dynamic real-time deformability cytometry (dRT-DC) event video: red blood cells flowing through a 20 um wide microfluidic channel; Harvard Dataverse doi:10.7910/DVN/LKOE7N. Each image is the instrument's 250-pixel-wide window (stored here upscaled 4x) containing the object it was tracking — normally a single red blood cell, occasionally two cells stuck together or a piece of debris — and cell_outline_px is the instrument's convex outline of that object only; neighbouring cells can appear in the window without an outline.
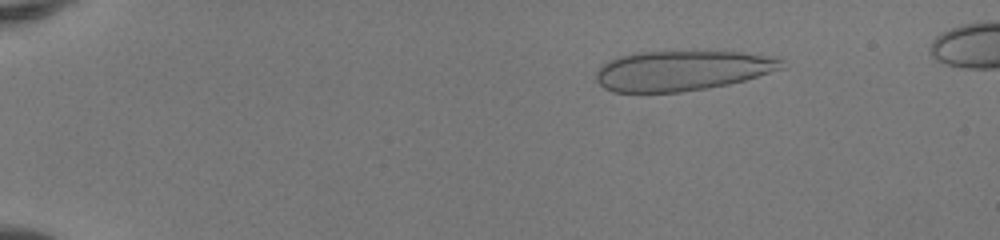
{"species": "human", "species_latin": "Homo sapiens", "temperature_condition": "room temperature", "stored_images_in_passage": 50, "camera_frame_rate_fps": 3000, "um_per_image_px": 0.085, "donor": {"sex": "female"}, "frame": {"image": 1, "passage_image": 8, "time_ms": 2.333, "image_size_px": [1000, 240], "cell_outline_px": [[784, 68], [744, 80], [728, 84], [708, 88], [680, 92], [612, 92], [604, 88], [596, 80], [596, 72], [600, 64], [608, 60], [620, 56], [636, 52], [740, 52], [780, 56]], "centroid_in_image_um": [57.96, 6.0], "position_along_channel_um": 27.0, "area_um2": 43.47}}
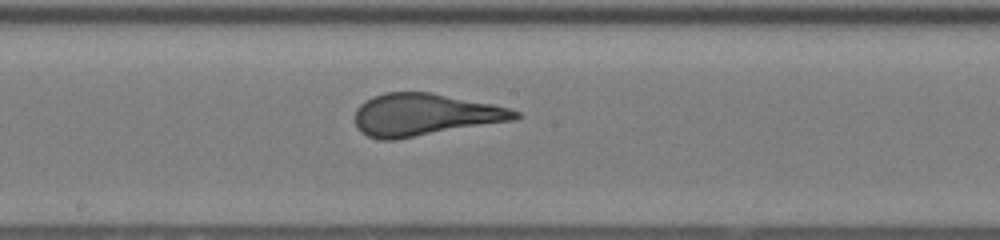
{"frame": {"image": 2, "passage_image": 29, "time_ms": 9.333, "image_size_px": [1000, 240], "cell_outline_px": [[520, 116], [516, 120], [396, 140], [380, 140], [368, 136], [360, 132], [356, 128], [356, 108], [360, 104], [372, 96], [384, 92], [432, 92], [492, 104], [508, 108], [520, 112]], "centroid_in_image_um": [36.09, 9.76], "position_along_channel_um": 212.1, "area_um2": 39.71}}
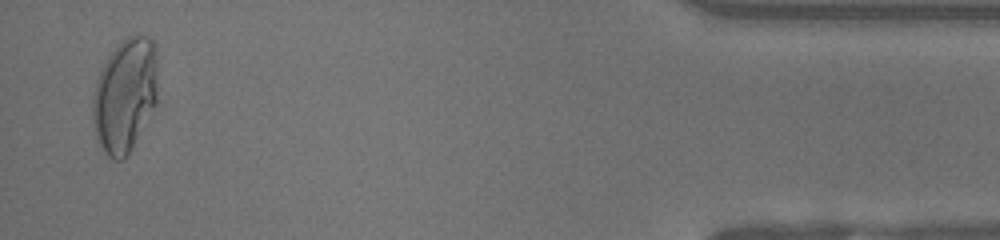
{"frame": {"image": 3, "passage_image": 49, "time_ms": 16.0, "image_size_px": [1000, 240], "cell_outline_px": [[156, 104], [132, 148], [120, 160], [112, 160], [104, 152], [96, 136], [92, 116], [92, 100], [96, 80], [108, 56], [120, 40], [128, 36], [140, 32], [148, 36], [152, 40], [156, 48]], "centroid_in_image_um": [10.62, 8.04], "position_along_channel_um": 424.6, "area_um2": 43.29}, "authors_computed_cell_mechanics": {"area_um2": 41.1247, "velocity_mm_per_s": 4.1577, "shape_relaxation_time_tau1_ms": 9.5526, "shape_relaxation_time_tau2_ms": null, "deformation_change_tau1": 0.3364, "deformation_change_tau2": null}}